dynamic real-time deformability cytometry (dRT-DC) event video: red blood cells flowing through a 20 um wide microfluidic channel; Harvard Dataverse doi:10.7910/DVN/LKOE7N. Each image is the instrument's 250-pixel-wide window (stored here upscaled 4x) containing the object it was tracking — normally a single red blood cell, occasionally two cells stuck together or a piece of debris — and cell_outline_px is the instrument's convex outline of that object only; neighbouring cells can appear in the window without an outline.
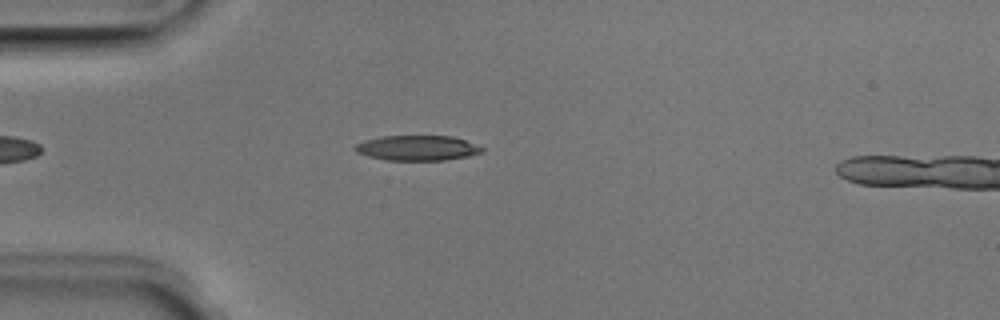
{"species": "Egyptian fruit bat (a non-hibernating species)", "species_latin": "Rousettus aegyptiacus", "temperature_condition": "room temperature", "stored_images_in_passage": 3, "camera_frame_rate_fps": 3000, "um_per_image_px": 0.085, "animal": {"sex": "male"}, "frame": {"image": 1, "passage_image": 2, "time_ms": 0.333, "image_size_px": [1000, 320], "cell_outline_px": [[484, 152], [468, 156], [444, 160], [388, 160], [368, 156], [356, 152], [352, 148], [356, 144], [364, 140], [380, 136], [452, 136], [464, 140], [484, 148]], "centroid_in_image_um": [35.44, 12.57], "position_along_channel_um": 49.6, "area_um2": 18.55}}